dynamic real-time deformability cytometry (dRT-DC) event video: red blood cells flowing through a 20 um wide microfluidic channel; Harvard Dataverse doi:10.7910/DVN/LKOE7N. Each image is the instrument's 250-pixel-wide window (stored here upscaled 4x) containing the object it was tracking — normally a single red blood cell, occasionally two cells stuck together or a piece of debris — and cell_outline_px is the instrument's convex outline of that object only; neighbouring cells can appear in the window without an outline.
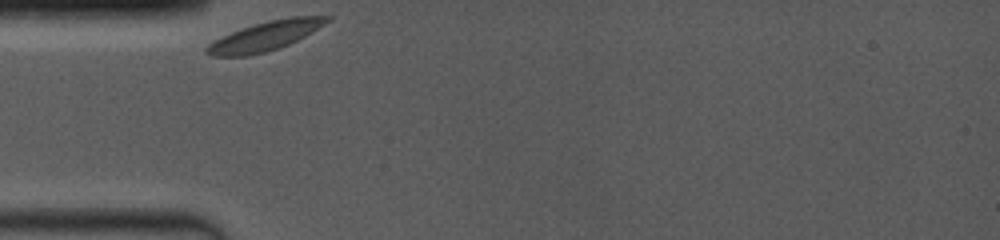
{"species": "common noctule bat (a hibernating species)", "species_latin": "Nyctalus noctula", "temperature_condition": "room temperature", "stored_images_in_passage": 2, "camera_frame_rate_fps": 4000, "um_per_image_px": 0.085, "animal": {"sex": "female", "body_mass_g": 19.0, "forearm_length_mm": 53.3}, "frame": {"image": 1, "passage_image": 1, "time_ms": 0.0, "image_size_px": [1000, 240], "cell_outline_px": [[332, 16], [324, 24], [312, 32], [280, 48], [248, 56], [212, 56], [204, 52], [204, 48], [208, 44], [232, 32], [268, 20], [288, 16]], "centroid_in_image_um": [22.53, 3.07], "position_along_channel_um": 62.5, "area_um2": 20.17}}
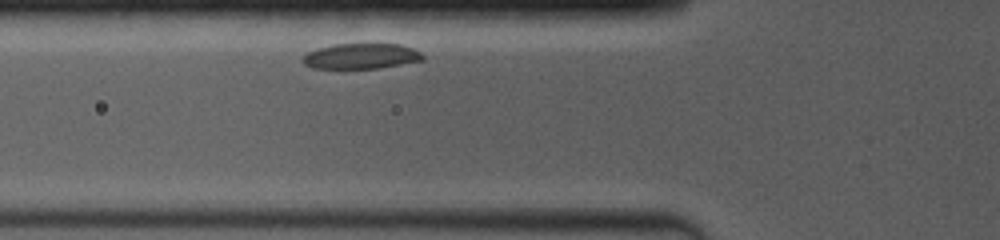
{"frame": {"image": 2, "passage_image": 2, "time_ms": 1.0, "image_size_px": [1000, 240], "cell_outline_px": [[424, 60], [380, 68], [312, 68], [304, 64], [300, 60], [300, 56], [316, 48], [336, 44], [400, 44], [412, 48], [420, 52], [424, 56]], "centroid_in_image_um": [30.65, 4.77], "position_along_channel_um": 95.1, "area_um2": 17.92}}